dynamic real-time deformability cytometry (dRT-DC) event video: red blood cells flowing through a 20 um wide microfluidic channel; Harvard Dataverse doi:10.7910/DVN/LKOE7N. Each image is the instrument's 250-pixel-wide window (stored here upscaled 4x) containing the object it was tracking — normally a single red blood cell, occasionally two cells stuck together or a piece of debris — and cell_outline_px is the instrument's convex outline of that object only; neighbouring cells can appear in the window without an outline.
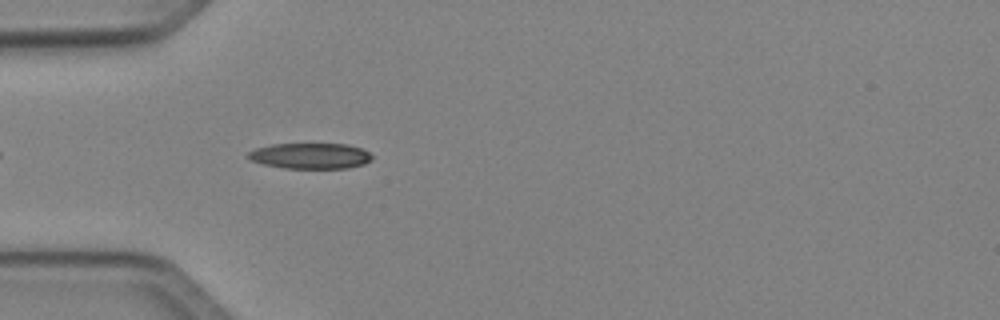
{"species": "Egyptian fruit bat (a non-hibernating species)", "species_latin": "Rousettus aegyptiacus", "temperature_condition": "cold", "stored_images_in_passage": 2, "camera_frame_rate_fps": 3000, "um_per_image_px": 0.085, "animal": {"sex": "female"}, "frame": {"image": 1, "passage_image": 2, "time_ms": 1.333, "image_size_px": [1000, 320], "cell_outline_px": [[372, 160], [364, 164], [348, 168], [284, 168], [264, 164], [252, 160], [244, 156], [248, 152], [256, 148], [272, 144], [348, 144], [360, 148], [368, 152], [372, 156]], "centroid_in_image_um": [26.37, 13.25], "position_along_channel_um": 58.6, "area_um2": 18.55}}